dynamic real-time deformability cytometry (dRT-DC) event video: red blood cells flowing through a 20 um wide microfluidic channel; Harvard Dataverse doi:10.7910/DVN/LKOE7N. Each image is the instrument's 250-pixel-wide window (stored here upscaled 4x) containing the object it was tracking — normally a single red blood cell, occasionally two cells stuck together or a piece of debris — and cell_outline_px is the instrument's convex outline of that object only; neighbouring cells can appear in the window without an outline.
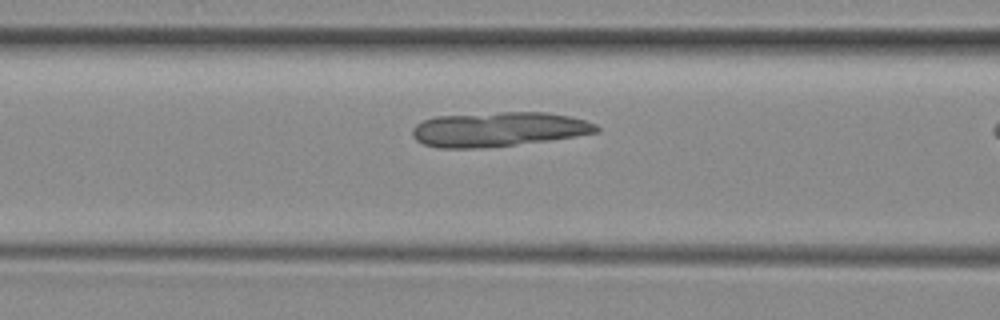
{"species": "common noctule bat (a hibernating species)", "species_latin": "Nyctalus noctula", "temperature_condition": "room temperature", "stored_images_in_passage": 29, "camera_frame_rate_fps": 3000, "um_per_image_px": 0.085, "animal": {"sex": "female", "body_mass_g": 29.2, "forearm_length_mm": 56.3}, "frame": {"image": 1, "passage_image": 15, "time_ms": 4.667, "image_size_px": [1000, 320], "cell_outline_px": [[600, 132], [576, 136], [548, 140], [516, 144], [480, 148], [440, 148], [424, 144], [416, 140], [412, 136], [412, 128], [416, 124], [424, 120], [436, 116], [500, 112], [544, 112], [568, 116], [584, 120], [596, 124], [600, 128]], "centroid_in_image_um": [42.35, 10.99], "position_along_channel_um": 124.2, "area_um2": 36.93}}
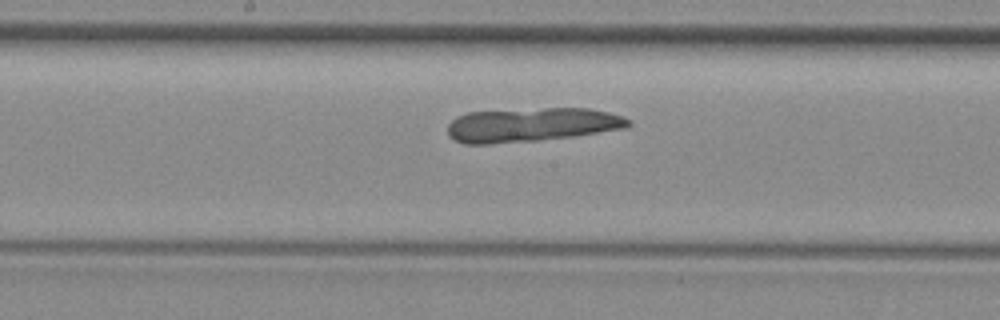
{"frame": {"image": 2, "passage_image": 21, "time_ms": 6.667, "image_size_px": [1000, 320], "cell_outline_px": [[632, 124], [624, 128], [572, 136], [540, 140], [488, 144], [464, 144], [448, 136], [448, 124], [456, 116], [468, 112], [544, 108], [588, 108], [608, 112], [624, 116], [632, 120]], "centroid_in_image_um": [45.17, 10.6], "position_along_channel_um": 203.0, "area_um2": 35.84}}
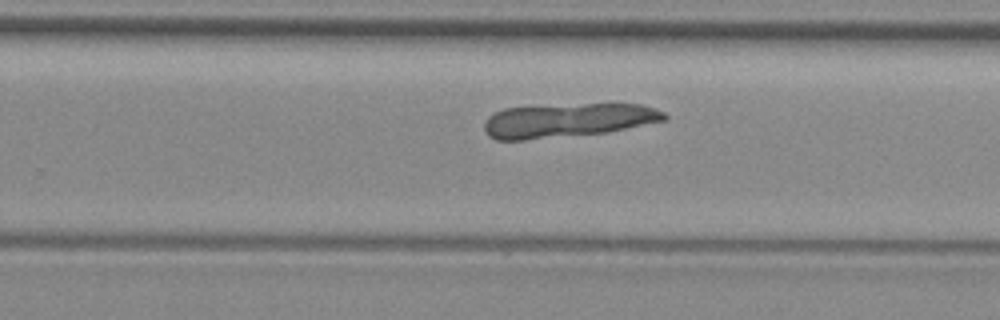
{"frame": {"image": 3, "passage_image": 27, "time_ms": 8.667, "image_size_px": [1000, 320], "cell_outline_px": [[668, 116], [664, 120], [608, 132], [524, 140], [496, 140], [488, 136], [484, 128], [484, 124], [488, 116], [504, 108], [584, 104], [640, 104], [664, 112]], "centroid_in_image_um": [48.21, 10.24], "position_along_channel_um": 281.6, "area_um2": 35.26}}